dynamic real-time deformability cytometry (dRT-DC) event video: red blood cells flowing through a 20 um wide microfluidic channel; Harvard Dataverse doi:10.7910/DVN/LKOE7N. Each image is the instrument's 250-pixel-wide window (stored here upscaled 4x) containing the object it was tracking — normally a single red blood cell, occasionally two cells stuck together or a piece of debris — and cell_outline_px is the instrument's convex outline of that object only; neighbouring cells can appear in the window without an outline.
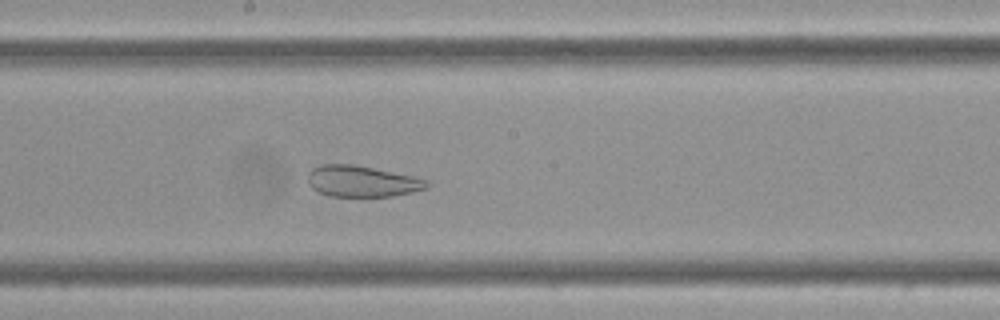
{"species": "Egyptian fruit bat (a non-hibernating species)", "species_latin": "Rousettus aegyptiacus", "temperature_condition": "cold", "stored_images_in_passage": 58, "camera_frame_rate_fps": 3000, "um_per_image_px": 0.085, "frame": {"image": 1, "passage_image": 31, "time_ms": 10.0, "image_size_px": [1000, 320], "cell_outline_px": [[428, 188], [412, 192], [392, 196], [328, 196], [312, 188], [308, 184], [308, 172], [312, 168], [320, 164], [352, 164], [412, 176], [428, 180]], "centroid_in_image_um": [30.73, 15.41], "position_along_channel_um": 217.5, "area_um2": 21.5}}
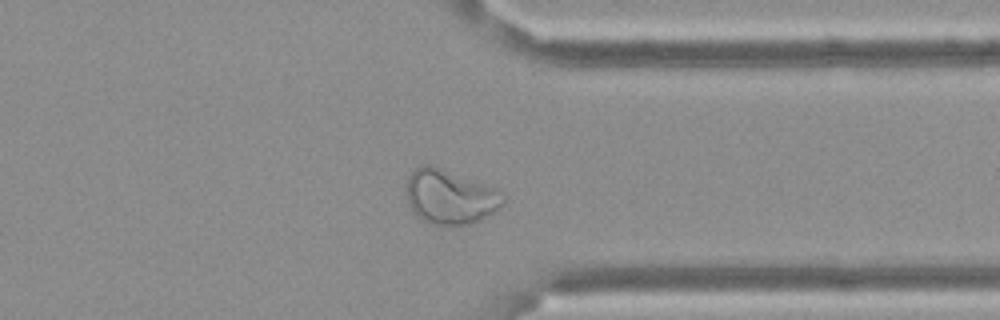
{"frame": {"image": 2, "passage_image": 45, "time_ms": 14.667, "image_size_px": [1000, 320], "cell_outline_px": [[504, 200], [500, 208], [496, 212], [480, 220], [468, 224], [432, 224], [424, 220], [412, 208], [408, 200], [408, 176], [420, 164], [432, 164], [496, 188], [504, 192]], "centroid_in_image_um": [38.31, 16.7], "position_along_channel_um": 373.1, "area_um2": 30.4}}
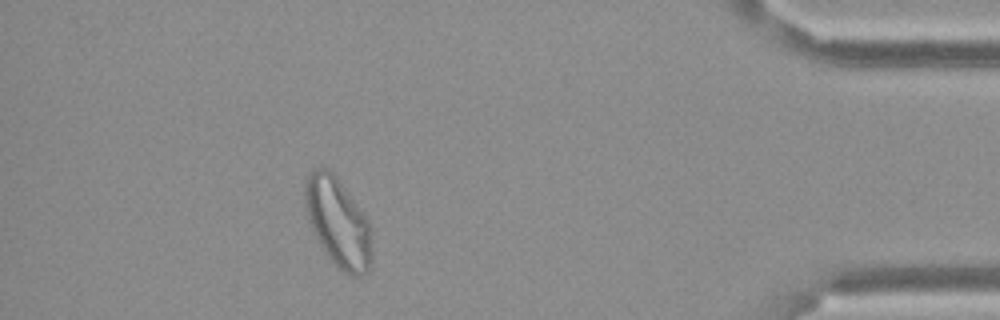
{"frame": {"image": 3, "passage_image": 52, "time_ms": 17.0, "image_size_px": [1000, 320], "cell_outline_px": [[372, 264], [368, 272], [360, 276], [348, 276], [328, 256], [320, 244], [308, 220], [304, 204], [304, 184], [308, 172], [316, 168], [328, 168], [336, 176], [364, 216], [368, 224], [372, 252]], "centroid_in_image_um": [28.7, 18.91], "position_along_channel_um": 406.5, "area_um2": 34.28}}